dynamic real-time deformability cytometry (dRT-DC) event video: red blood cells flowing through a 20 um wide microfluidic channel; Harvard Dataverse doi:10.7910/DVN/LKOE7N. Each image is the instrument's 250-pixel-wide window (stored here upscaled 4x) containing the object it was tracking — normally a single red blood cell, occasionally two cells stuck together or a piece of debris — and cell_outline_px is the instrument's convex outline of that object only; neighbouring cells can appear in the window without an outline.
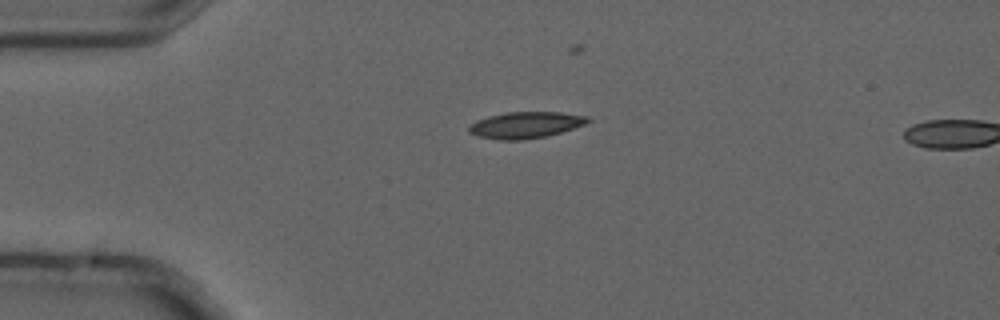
{"species": "common noctule bat (a hibernating species)", "species_latin": "Nyctalus noctula", "temperature_condition": "cold", "stored_images_in_passage": 3, "camera_frame_rate_fps": 3000, "um_per_image_px": 0.085, "animal": {"sex": "male", "forearm_length_mm": 52.5}, "frame": {"image": 1, "passage_image": 2, "time_ms": 0.333, "image_size_px": [1000, 320], "cell_outline_px": [[592, 120], [584, 124], [548, 136], [524, 140], [500, 140], [480, 136], [468, 132], [468, 128], [476, 120], [488, 116], [508, 112], [560, 112], [588, 116]], "centroid_in_image_um": [44.68, 10.62], "position_along_channel_um": 40.3, "area_um2": 18.21}}